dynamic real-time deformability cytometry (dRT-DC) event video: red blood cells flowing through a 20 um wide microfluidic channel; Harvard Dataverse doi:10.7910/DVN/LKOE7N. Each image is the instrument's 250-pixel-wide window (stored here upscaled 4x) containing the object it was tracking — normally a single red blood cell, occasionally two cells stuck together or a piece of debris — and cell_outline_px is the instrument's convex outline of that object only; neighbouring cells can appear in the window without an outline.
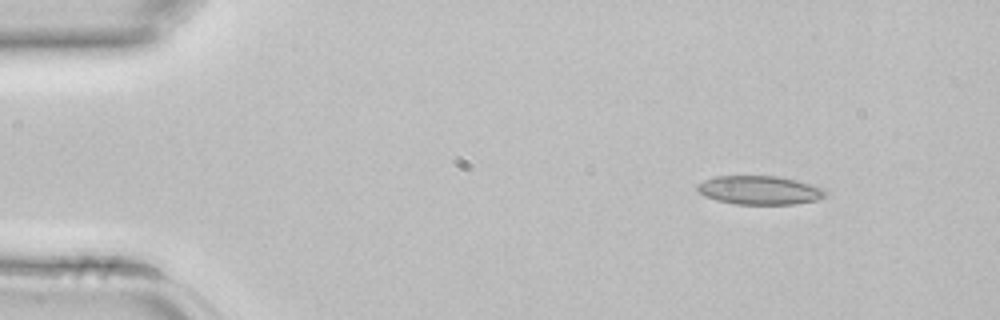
{"species": "common noctule bat (a hibernating species)", "species_latin": "Nyctalus noctula", "temperature_condition": "room temperature", "stored_images_in_passage": 2, "camera_frame_rate_fps": 3000, "um_per_image_px": 0.085, "animal": {"sex": "female", "body_mass_g": 22.7, "forearm_length_mm": 54.2}, "frame": {"image": 1, "passage_image": 1, "time_ms": 0.0, "image_size_px": [1000, 320], "cell_outline_px": [[828, 196], [820, 200], [792, 204], [736, 204], [716, 200], [704, 196], [696, 188], [696, 184], [704, 180], [716, 176], [780, 176], [812, 184], [824, 188], [828, 192]], "centroid_in_image_um": [64.62, 16.16], "position_along_channel_um": 20.4, "area_um2": 21.73}}
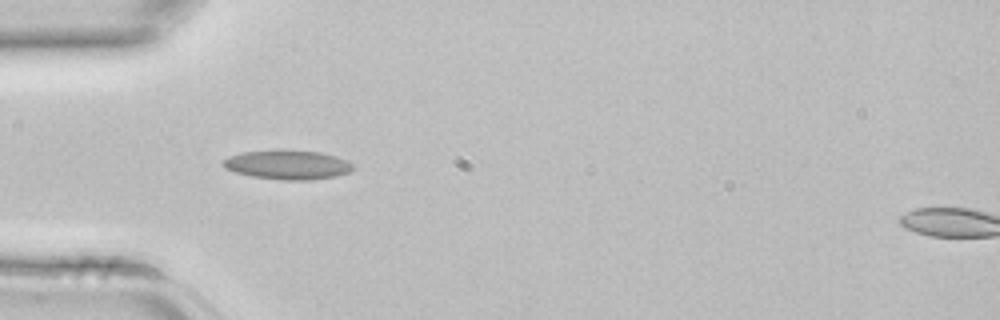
{"frame": {"image": 2, "passage_image": 2, "time_ms": 0.333, "image_size_px": [1000, 320], "cell_outline_px": [[356, 168], [348, 172], [336, 176], [308, 180], [284, 180], [252, 176], [236, 172], [224, 168], [220, 164], [220, 160], [240, 152], [320, 152], [336, 156], [352, 164]], "centroid_in_image_um": [24.42, 14.04], "position_along_channel_um": 60.6, "area_um2": 21.44}}